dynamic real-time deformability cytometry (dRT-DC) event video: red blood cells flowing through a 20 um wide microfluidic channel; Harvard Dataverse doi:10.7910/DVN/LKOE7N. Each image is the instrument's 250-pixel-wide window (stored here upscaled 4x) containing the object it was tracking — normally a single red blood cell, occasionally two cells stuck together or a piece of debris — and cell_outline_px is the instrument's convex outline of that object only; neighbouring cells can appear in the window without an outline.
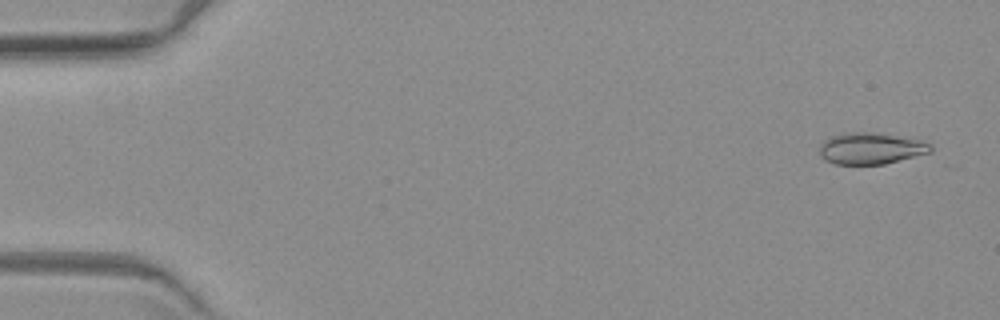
{"species": "common noctule bat (a hibernating species)", "species_latin": "Nyctalus noctula", "temperature_condition": "warm", "stored_images_in_passage": 6, "camera_frame_rate_fps": 3000, "um_per_image_px": 0.085, "animal": {"sex": "female", "body_mass_g": 19.3, "forearm_length_mm": 54.1}, "frame": {"image": 1, "passage_image": 1, "time_ms": 0.0, "image_size_px": [1000, 320], "cell_outline_px": [[932, 152], [884, 164], [836, 164], [824, 160], [820, 156], [820, 144], [824, 140], [832, 136], [844, 132], [872, 132], [920, 140], [932, 144]], "centroid_in_image_um": [74.01, 12.61], "position_along_channel_um": 11.0, "area_um2": 20.4}}
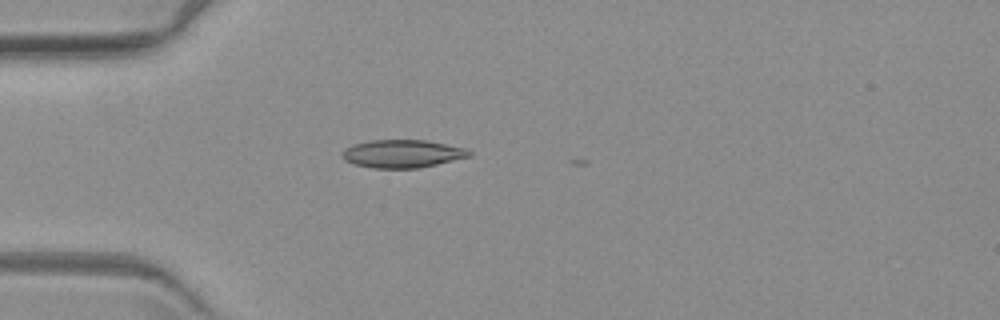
{"frame": {"image": 2, "passage_image": 5, "time_ms": 4.667, "image_size_px": [1000, 320], "cell_outline_px": [[472, 156], [420, 168], [372, 168], [352, 164], [344, 160], [340, 156], [340, 152], [344, 148], [352, 144], [368, 140], [424, 140], [464, 148], [472, 152]], "centroid_in_image_um": [34.12, 13.07], "position_along_channel_um": 50.9, "area_um2": 20.92}}